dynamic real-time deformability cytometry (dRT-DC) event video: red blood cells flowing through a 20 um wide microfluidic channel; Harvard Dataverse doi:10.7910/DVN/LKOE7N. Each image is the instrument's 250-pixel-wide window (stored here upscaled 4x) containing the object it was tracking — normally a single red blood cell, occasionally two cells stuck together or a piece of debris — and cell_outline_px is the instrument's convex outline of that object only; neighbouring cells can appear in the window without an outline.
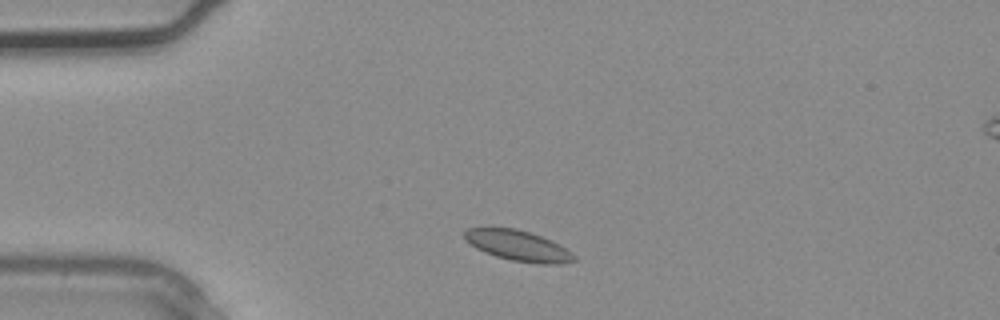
{"species": "common noctule bat (a hibernating species)", "species_latin": "Nyctalus noctula", "temperature_condition": "warm", "stored_images_in_passage": 2, "camera_frame_rate_fps": 3000, "um_per_image_px": 0.085, "animal": {"sex": "male", "body_mass_g": 20.4}, "frame": {"image": 1, "passage_image": 1, "time_ms": 0.0, "image_size_px": [1000, 320], "cell_outline_px": [[576, 260], [560, 264], [540, 264], [512, 260], [496, 256], [484, 252], [476, 248], [464, 236], [464, 232], [468, 228], [516, 228], [552, 240], [572, 252], [576, 256]], "centroid_in_image_um": [44.08, 20.89], "position_along_channel_um": 40.9, "area_um2": 19.25}}